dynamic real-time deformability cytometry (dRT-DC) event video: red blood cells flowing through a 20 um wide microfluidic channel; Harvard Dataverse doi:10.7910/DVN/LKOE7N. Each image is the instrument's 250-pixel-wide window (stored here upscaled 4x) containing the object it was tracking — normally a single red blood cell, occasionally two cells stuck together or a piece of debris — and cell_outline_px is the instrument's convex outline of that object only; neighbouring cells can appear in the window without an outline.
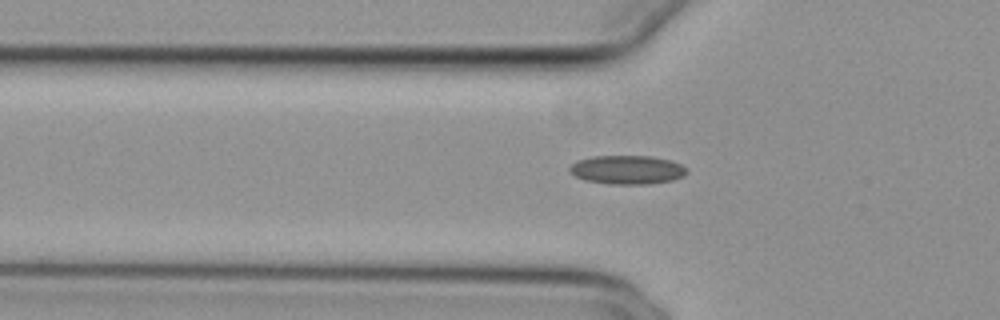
{"species": "common noctule bat (a hibernating species)", "species_latin": "Nyctalus noctula", "temperature_condition": "cold", "stored_images_in_passage": 39, "camera_frame_rate_fps": 3000, "um_per_image_px": 0.085, "animal": {"sex": "female", "body_mass_g": 29.2, "forearm_length_mm": 56.3}, "frame": {"image": 1, "passage_image": 4, "time_ms": 1.0, "image_size_px": [1000, 320], "cell_outline_px": [[688, 172], [684, 176], [672, 180], [648, 184], [608, 184], [584, 180], [568, 172], [568, 168], [576, 160], [592, 156], [652, 156], [668, 160], [680, 164], [688, 168]], "centroid_in_image_um": [53.29, 14.43], "position_along_channel_um": 72.5, "area_um2": 19.83}}
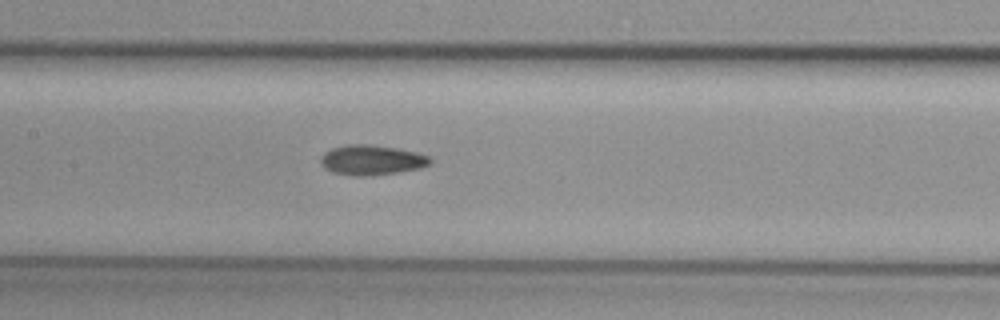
{"frame": {"image": 2, "passage_image": 12, "time_ms": 3.667, "image_size_px": [1000, 320], "cell_outline_px": [[432, 164], [420, 168], [400, 172], [368, 176], [352, 176], [332, 172], [324, 168], [320, 164], [320, 156], [324, 152], [332, 148], [344, 144], [368, 144], [396, 148], [416, 152], [428, 156], [432, 160]], "centroid_in_image_um": [31.56, 13.6], "position_along_channel_um": 175.8, "area_um2": 19.42}}
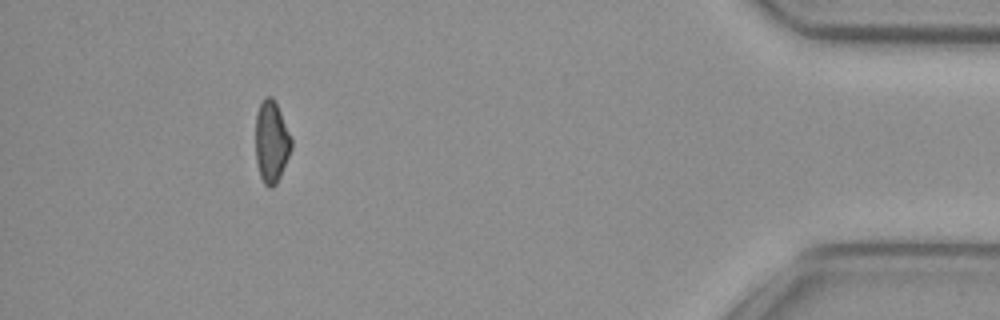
{"frame": {"image": 3, "passage_image": 35, "time_ms": 11.333, "image_size_px": [1000, 320], "cell_outline_px": [[292, 148], [280, 176], [276, 184], [272, 188], [268, 188], [264, 184], [260, 176], [256, 160], [256, 112], [264, 96], [272, 96], [280, 112], [292, 140]], "centroid_in_image_um": [23.06, 12.06], "position_along_channel_um": 412.1, "area_um2": 16.99}}